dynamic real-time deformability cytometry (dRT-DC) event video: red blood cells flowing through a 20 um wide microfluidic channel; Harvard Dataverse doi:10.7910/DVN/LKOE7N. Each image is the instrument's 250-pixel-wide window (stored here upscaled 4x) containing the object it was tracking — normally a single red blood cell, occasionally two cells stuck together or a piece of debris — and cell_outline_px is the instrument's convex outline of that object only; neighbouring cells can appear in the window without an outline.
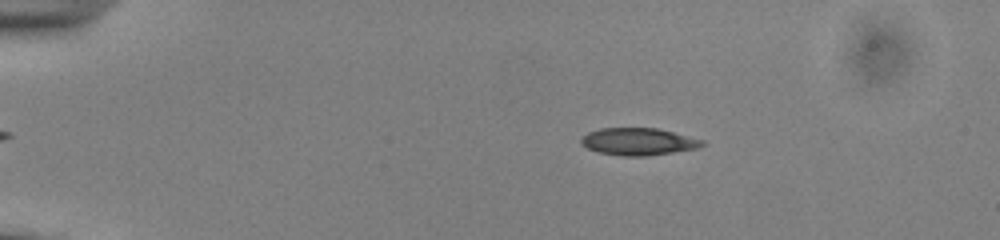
{"species": "common noctule bat (a hibernating species)", "species_latin": "Nyctalus noctula", "temperature_condition": "cold", "stored_images_in_passage": 46, "camera_frame_rate_fps": 3000, "um_per_image_px": 0.085, "animal": {"sex": "male", "body_mass_g": 13.0, "forearm_length_mm": 53.1}, "frame": {"image": 1, "passage_image": 3, "time_ms": 0.667, "image_size_px": [1000, 240], "cell_outline_px": [[704, 144], [696, 148], [648, 156], [624, 156], [596, 152], [580, 144], [580, 140], [588, 132], [600, 128], [656, 128], [704, 140]], "centroid_in_image_um": [54.21, 12.04], "position_along_channel_um": 30.8, "area_um2": 19.07}}
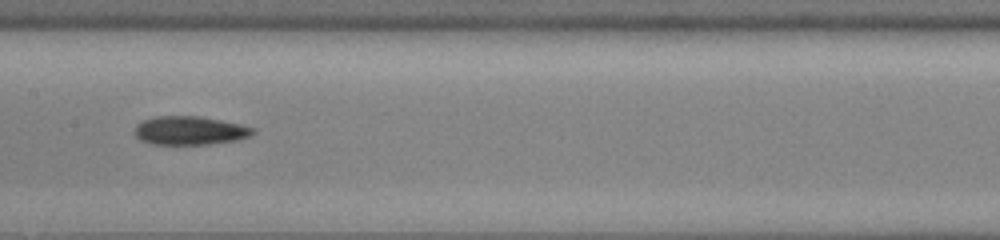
{"frame": {"image": 2, "passage_image": 21, "time_ms": 6.667, "image_size_px": [1000, 240], "cell_outline_px": [[256, 132], [248, 136], [236, 140], [208, 144], [152, 144], [140, 140], [136, 136], [136, 124], [144, 120], [156, 116], [200, 116], [240, 124], [256, 128]], "centroid_in_image_um": [16.15, 11.09], "position_along_channel_um": 191.3, "area_um2": 19.59}}
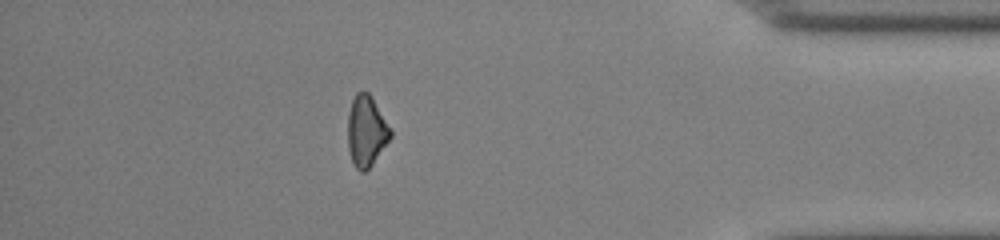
{"frame": {"image": 3, "passage_image": 40, "time_ms": 13.0, "image_size_px": [1000, 240], "cell_outline_px": [[392, 136], [372, 164], [364, 172], [360, 172], [356, 168], [352, 160], [348, 148], [348, 112], [352, 100], [356, 92], [368, 92], [372, 96], [392, 128]], "centroid_in_image_um": [31.15, 11.11], "position_along_channel_um": 404.0, "area_um2": 17.74}, "authors_computed_cell_mechanics": {"area_um2": 18.9873, "velocity_mm_per_s": 3.8991, "shape_relaxation_time_tau1_ms": 3.1863, "shape_relaxation_time_tau2_ms": null, "deformation_change_tau1": 0.1045, "deformation_change_tau2": null}}